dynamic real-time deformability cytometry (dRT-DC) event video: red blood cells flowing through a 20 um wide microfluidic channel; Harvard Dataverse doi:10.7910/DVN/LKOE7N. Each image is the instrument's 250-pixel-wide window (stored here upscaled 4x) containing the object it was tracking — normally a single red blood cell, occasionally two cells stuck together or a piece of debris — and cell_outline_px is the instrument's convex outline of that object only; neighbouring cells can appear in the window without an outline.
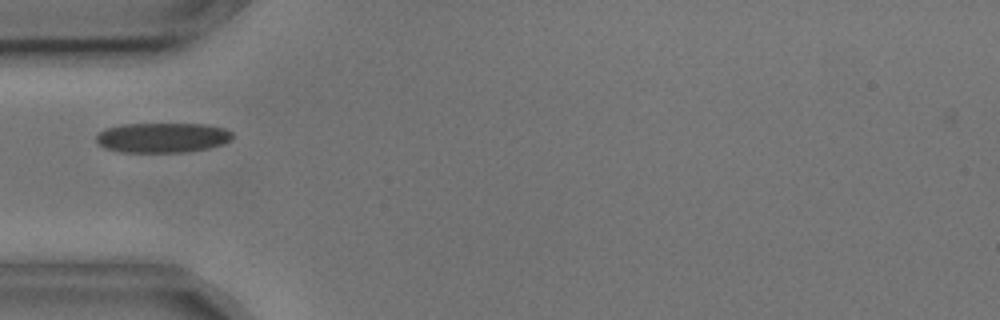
{"species": "common noctule bat (a hibernating species)", "species_latin": "Nyctalus noctula", "temperature_condition": "cold", "stored_images_in_passage": 1, "camera_frame_rate_fps": 3000, "um_per_image_px": 0.085, "animal": {"sex": "male", "body_mass_g": 17.9, "forearm_length_mm": 54.2}, "frame": {"image": 1, "passage_image": 1, "time_ms": 0.0, "image_size_px": [1000, 320], "cell_outline_px": [[232, 140], [224, 144], [208, 148], [184, 152], [120, 152], [104, 148], [96, 140], [96, 136], [104, 128], [120, 124], [208, 124], [224, 128], [232, 132]], "centroid_in_image_um": [13.81, 11.69], "position_along_channel_um": 71.2, "area_um2": 23.93}}